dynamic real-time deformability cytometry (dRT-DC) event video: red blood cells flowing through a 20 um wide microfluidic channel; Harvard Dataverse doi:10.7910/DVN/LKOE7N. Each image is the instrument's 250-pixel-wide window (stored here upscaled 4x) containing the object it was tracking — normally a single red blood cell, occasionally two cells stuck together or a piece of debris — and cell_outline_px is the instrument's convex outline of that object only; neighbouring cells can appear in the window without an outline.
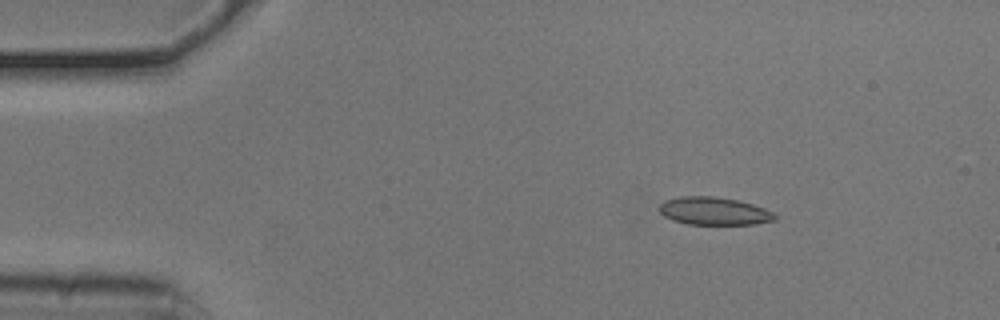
{"species": "common noctule bat (a hibernating species)", "species_latin": "Nyctalus noctula", "temperature_condition": "cold", "stored_images_in_passage": 46, "camera_frame_rate_fps": 3000, "um_per_image_px": 0.085, "animal": {"sex": "male", "body_mass_g": 20.5, "forearm_length_mm": 52.5}, "frame": {"image": 1, "passage_image": 1, "time_ms": 0.0, "image_size_px": [1000, 320], "cell_outline_px": [[776, 220], [756, 224], [688, 224], [672, 220], [664, 216], [656, 208], [664, 200], [680, 196], [712, 196], [736, 200], [752, 204], [764, 208], [772, 212], [776, 216]], "centroid_in_image_um": [60.65, 17.94], "position_along_channel_um": 24.4, "area_um2": 18.79}}
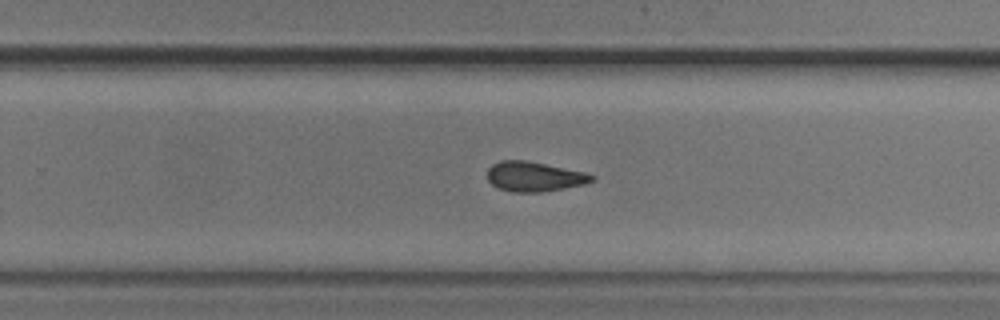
{"frame": {"image": 2, "passage_image": 27, "time_ms": 8.667, "image_size_px": [1000, 320], "cell_outline_px": [[596, 180], [584, 184], [564, 188], [540, 192], [512, 192], [500, 188], [492, 184], [488, 180], [488, 168], [492, 164], [500, 160], [528, 160], [584, 172], [596, 176]], "centroid_in_image_um": [45.42, 15.0], "position_along_channel_um": 284.4, "area_um2": 18.15}}
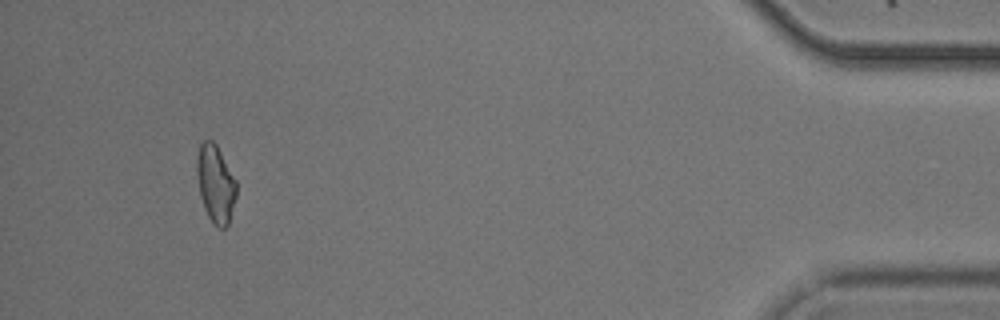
{"frame": {"image": 3, "passage_image": 43, "time_ms": 14.0, "image_size_px": [1000, 320], "cell_outline_px": [[236, 196], [228, 224], [224, 228], [216, 228], [212, 224], [204, 208], [200, 196], [196, 172], [196, 160], [200, 144], [204, 140], [212, 140], [216, 144], [236, 180]], "centroid_in_image_um": [18.31, 15.64], "position_along_channel_um": 416.9, "area_um2": 17.92}, "authors_computed_cell_mechanics": {"area_um2": 18.3226, "velocity_mm_per_s": 3.7784, "shape_relaxation_time_tau1_ms": null, "shape_relaxation_time_tau2_ms": 3.2121, "deformation_change_tau1": null, "deformation_change_tau2": 0.079}}